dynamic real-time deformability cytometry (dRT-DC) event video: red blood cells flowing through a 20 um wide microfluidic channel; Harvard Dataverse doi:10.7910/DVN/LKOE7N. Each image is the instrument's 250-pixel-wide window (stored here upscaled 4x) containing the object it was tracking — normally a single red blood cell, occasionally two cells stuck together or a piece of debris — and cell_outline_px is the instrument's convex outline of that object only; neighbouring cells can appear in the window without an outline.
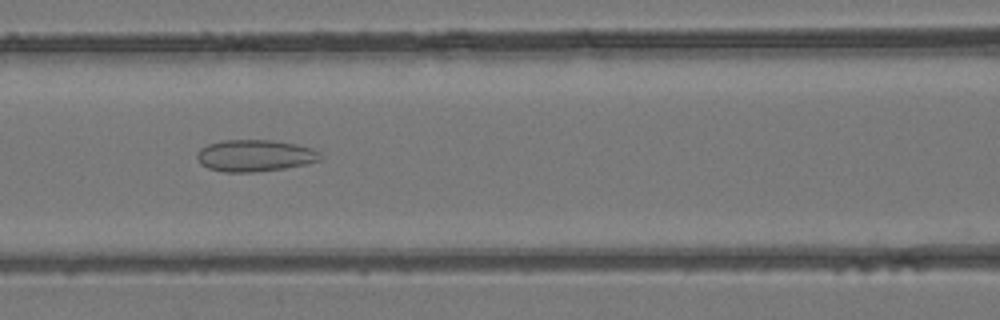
{"species": "common noctule bat (a hibernating species)", "species_latin": "Nyctalus noctula", "temperature_condition": "room temperature", "stored_images_in_passage": 47, "camera_frame_rate_fps": 3000, "um_per_image_px": 0.085, "animal": {"sex": "female", "body_mass_g": 24.6, "forearm_length_mm": 56.2}, "frame": {"image": 1, "passage_image": 19, "time_ms": 6.0, "image_size_px": [1000, 320], "cell_outline_px": [[320, 160], [304, 164], [284, 168], [252, 172], [224, 172], [208, 168], [200, 164], [196, 156], [196, 152], [200, 148], [208, 144], [224, 140], [272, 140], [296, 144], [312, 148], [320, 152]], "centroid_in_image_um": [21.62, 13.22], "position_along_channel_um": 145.0, "area_um2": 22.77}}
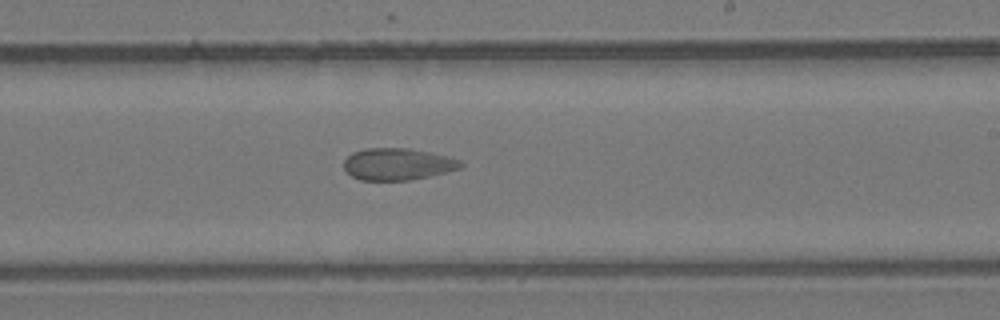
{"frame": {"image": 2, "passage_image": 27, "time_ms": 8.667, "image_size_px": [1000, 320], "cell_outline_px": [[464, 164], [460, 168], [428, 176], [408, 180], [360, 180], [352, 176], [344, 168], [344, 160], [352, 152], [364, 148], [408, 148], [448, 156], [460, 160]], "centroid_in_image_um": [33.77, 13.94], "position_along_channel_um": 255.2, "area_um2": 21.56}}
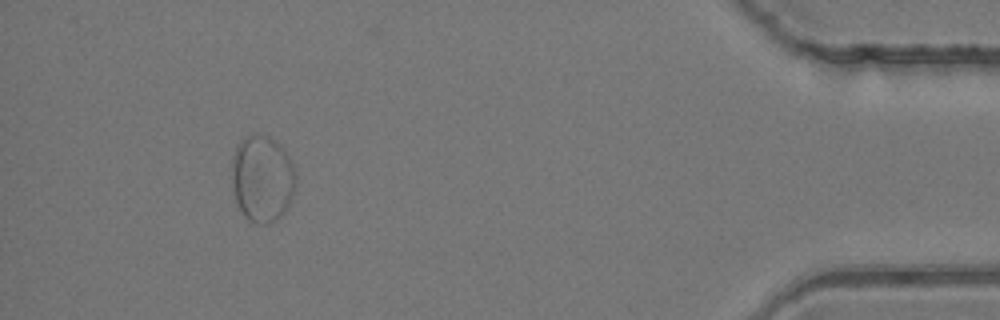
{"frame": {"image": 3, "passage_image": 43, "time_ms": 14.0, "image_size_px": [1000, 320], "cell_outline_px": [[296, 184], [288, 208], [276, 220], [268, 224], [256, 224], [248, 220], [244, 216], [236, 200], [232, 188], [232, 156], [236, 144], [240, 140], [248, 136], [268, 136], [276, 140], [284, 148], [296, 168]], "centroid_in_image_um": [22.31, 15.19], "position_along_channel_um": 412.9, "area_um2": 32.83}, "authors_computed_cell_mechanics": {"area_um2": 28.322, "velocity_mm_per_s": 4.1551, "shape_relaxation_time_tau1_ms": null, "shape_relaxation_time_tau2_ms": 1.3884, "deformation_change_tau1": null, "deformation_change_tau2": 0.0607}}